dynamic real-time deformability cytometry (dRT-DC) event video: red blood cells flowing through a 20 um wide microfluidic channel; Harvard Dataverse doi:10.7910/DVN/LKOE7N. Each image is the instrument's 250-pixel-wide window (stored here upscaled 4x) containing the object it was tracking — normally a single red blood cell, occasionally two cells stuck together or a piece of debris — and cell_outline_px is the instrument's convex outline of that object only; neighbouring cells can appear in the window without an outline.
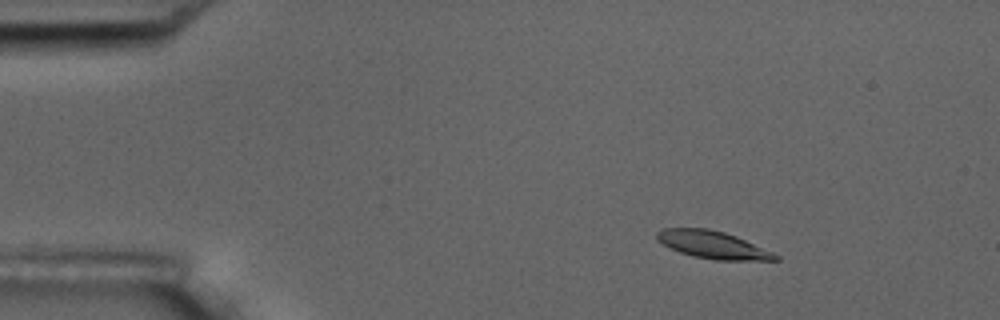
{"species": "common noctule bat (a hibernating species)", "species_latin": "Nyctalus noctula", "temperature_condition": "room temperature", "stored_images_in_passage": 7, "camera_frame_rate_fps": 3000, "um_per_image_px": 0.085, "animal": {"sex": "male", "body_mass_g": 17.5, "forearm_length_mm": 52.3}, "frame": {"image": 1, "passage_image": 3, "time_ms": 2.333, "image_size_px": [1000, 320], "cell_outline_px": [[780, 260], [716, 260], [692, 256], [680, 252], [664, 244], [656, 236], [656, 232], [664, 228], [708, 228], [724, 232], [736, 236], [772, 252], [780, 256]], "centroid_in_image_um": [60.6, 20.81], "position_along_channel_um": 24.4, "area_um2": 18.73}}
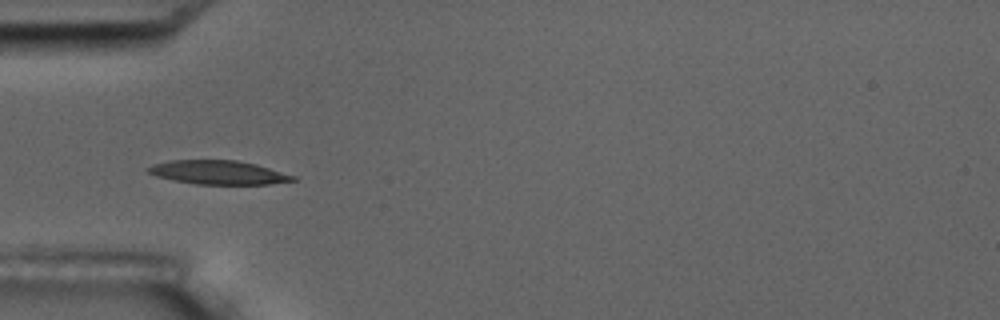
{"frame": {"image": 2, "passage_image": 6, "time_ms": 5.667, "image_size_px": [1000, 320], "cell_outline_px": [[296, 180], [268, 184], [196, 184], [156, 176], [148, 172], [144, 168], [152, 164], [168, 160], [236, 160], [256, 164], [296, 176]], "centroid_in_image_um": [18.53, 14.65], "position_along_channel_um": 66.5, "area_um2": 20.06}}